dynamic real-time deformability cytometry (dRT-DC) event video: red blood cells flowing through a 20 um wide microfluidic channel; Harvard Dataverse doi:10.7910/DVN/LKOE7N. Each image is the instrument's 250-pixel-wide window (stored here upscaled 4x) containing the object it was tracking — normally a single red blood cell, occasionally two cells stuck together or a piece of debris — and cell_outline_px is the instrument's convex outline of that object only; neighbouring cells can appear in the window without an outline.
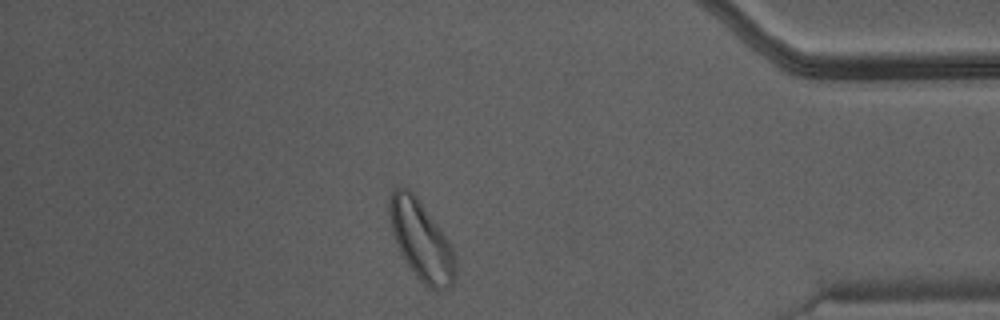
{"species": "Egyptian fruit bat (a non-hibernating species)", "species_latin": "Rousettus aegyptiacus", "temperature_condition": "warm", "stored_images_in_passage": 46, "camera_frame_rate_fps": 3000, "um_per_image_px": 0.085, "animal": {"sex": "male"}, "frame": {"image": 1, "passage_image": 40, "time_ms": 13.0, "image_size_px": [1000, 320], "cell_outline_px": [[456, 280], [448, 288], [440, 292], [436, 292], [428, 288], [416, 276], [408, 264], [396, 244], [392, 232], [388, 216], [388, 200], [392, 192], [400, 184], [408, 188], [416, 196], [440, 228], [448, 240], [456, 256]], "centroid_in_image_um": [35.81, 20.46], "position_along_channel_um": 399.4, "area_um2": 30.81}}